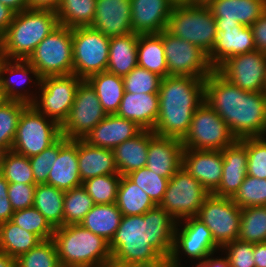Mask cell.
I'll return each mask as SVG.
<instances>
[{
	"instance_id": "1",
	"label": "cell",
	"mask_w": 266,
	"mask_h": 267,
	"mask_svg": "<svg viewBox=\"0 0 266 267\" xmlns=\"http://www.w3.org/2000/svg\"><path fill=\"white\" fill-rule=\"evenodd\" d=\"M177 225L159 205L142 215H122L109 243L111 267H167Z\"/></svg>"
},
{
	"instance_id": "2",
	"label": "cell",
	"mask_w": 266,
	"mask_h": 267,
	"mask_svg": "<svg viewBox=\"0 0 266 267\" xmlns=\"http://www.w3.org/2000/svg\"><path fill=\"white\" fill-rule=\"evenodd\" d=\"M205 102L237 139L266 136L265 92L244 91L214 70L205 79Z\"/></svg>"
},
{
	"instance_id": "3",
	"label": "cell",
	"mask_w": 266,
	"mask_h": 267,
	"mask_svg": "<svg viewBox=\"0 0 266 267\" xmlns=\"http://www.w3.org/2000/svg\"><path fill=\"white\" fill-rule=\"evenodd\" d=\"M159 114L153 132L183 140L196 109L205 101V79L189 76L162 78Z\"/></svg>"
},
{
	"instance_id": "4",
	"label": "cell",
	"mask_w": 266,
	"mask_h": 267,
	"mask_svg": "<svg viewBox=\"0 0 266 267\" xmlns=\"http://www.w3.org/2000/svg\"><path fill=\"white\" fill-rule=\"evenodd\" d=\"M58 25L56 12L52 10L27 9L16 13L0 37V56L27 60Z\"/></svg>"
},
{
	"instance_id": "5",
	"label": "cell",
	"mask_w": 266,
	"mask_h": 267,
	"mask_svg": "<svg viewBox=\"0 0 266 267\" xmlns=\"http://www.w3.org/2000/svg\"><path fill=\"white\" fill-rule=\"evenodd\" d=\"M52 239L61 267H111L109 242L80 224L55 228Z\"/></svg>"
},
{
	"instance_id": "6",
	"label": "cell",
	"mask_w": 266,
	"mask_h": 267,
	"mask_svg": "<svg viewBox=\"0 0 266 267\" xmlns=\"http://www.w3.org/2000/svg\"><path fill=\"white\" fill-rule=\"evenodd\" d=\"M166 30L198 46L207 55L216 40V20L207 5H174Z\"/></svg>"
},
{
	"instance_id": "7",
	"label": "cell",
	"mask_w": 266,
	"mask_h": 267,
	"mask_svg": "<svg viewBox=\"0 0 266 267\" xmlns=\"http://www.w3.org/2000/svg\"><path fill=\"white\" fill-rule=\"evenodd\" d=\"M27 61L41 78L73 74L72 29L58 25L36 46Z\"/></svg>"
},
{
	"instance_id": "8",
	"label": "cell",
	"mask_w": 266,
	"mask_h": 267,
	"mask_svg": "<svg viewBox=\"0 0 266 267\" xmlns=\"http://www.w3.org/2000/svg\"><path fill=\"white\" fill-rule=\"evenodd\" d=\"M220 250L208 227L195 216L187 217L177 221L173 250L167 267H184L183 261L188 260L190 263L205 260Z\"/></svg>"
},
{
	"instance_id": "9",
	"label": "cell",
	"mask_w": 266,
	"mask_h": 267,
	"mask_svg": "<svg viewBox=\"0 0 266 267\" xmlns=\"http://www.w3.org/2000/svg\"><path fill=\"white\" fill-rule=\"evenodd\" d=\"M61 126L27 105L21 113L11 151L28 158L38 155L61 137Z\"/></svg>"
},
{
	"instance_id": "10",
	"label": "cell",
	"mask_w": 266,
	"mask_h": 267,
	"mask_svg": "<svg viewBox=\"0 0 266 267\" xmlns=\"http://www.w3.org/2000/svg\"><path fill=\"white\" fill-rule=\"evenodd\" d=\"M236 140L224 120L204 101L194 112L182 145L189 149L222 151Z\"/></svg>"
},
{
	"instance_id": "11",
	"label": "cell",
	"mask_w": 266,
	"mask_h": 267,
	"mask_svg": "<svg viewBox=\"0 0 266 267\" xmlns=\"http://www.w3.org/2000/svg\"><path fill=\"white\" fill-rule=\"evenodd\" d=\"M73 74L82 79L107 70L110 38L91 26L72 28Z\"/></svg>"
},
{
	"instance_id": "12",
	"label": "cell",
	"mask_w": 266,
	"mask_h": 267,
	"mask_svg": "<svg viewBox=\"0 0 266 267\" xmlns=\"http://www.w3.org/2000/svg\"><path fill=\"white\" fill-rule=\"evenodd\" d=\"M82 80L75 74L43 77L32 105L61 126L69 115Z\"/></svg>"
},
{
	"instance_id": "13",
	"label": "cell",
	"mask_w": 266,
	"mask_h": 267,
	"mask_svg": "<svg viewBox=\"0 0 266 267\" xmlns=\"http://www.w3.org/2000/svg\"><path fill=\"white\" fill-rule=\"evenodd\" d=\"M210 194L200 182L181 167L169 179L159 206L179 221L196 216L204 200Z\"/></svg>"
},
{
	"instance_id": "14",
	"label": "cell",
	"mask_w": 266,
	"mask_h": 267,
	"mask_svg": "<svg viewBox=\"0 0 266 267\" xmlns=\"http://www.w3.org/2000/svg\"><path fill=\"white\" fill-rule=\"evenodd\" d=\"M158 34L163 40L168 76L206 79L214 71L207 54L198 46L172 35L166 29Z\"/></svg>"
},
{
	"instance_id": "15",
	"label": "cell",
	"mask_w": 266,
	"mask_h": 267,
	"mask_svg": "<svg viewBox=\"0 0 266 267\" xmlns=\"http://www.w3.org/2000/svg\"><path fill=\"white\" fill-rule=\"evenodd\" d=\"M211 231L214 242L222 248L225 244L237 240L241 208L232 198L217 197L210 194L195 216Z\"/></svg>"
},
{
	"instance_id": "16",
	"label": "cell",
	"mask_w": 266,
	"mask_h": 267,
	"mask_svg": "<svg viewBox=\"0 0 266 267\" xmlns=\"http://www.w3.org/2000/svg\"><path fill=\"white\" fill-rule=\"evenodd\" d=\"M106 116L94 88L83 79L77 87L69 115L61 125V135L68 140L84 139Z\"/></svg>"
},
{
	"instance_id": "17",
	"label": "cell",
	"mask_w": 266,
	"mask_h": 267,
	"mask_svg": "<svg viewBox=\"0 0 266 267\" xmlns=\"http://www.w3.org/2000/svg\"><path fill=\"white\" fill-rule=\"evenodd\" d=\"M40 82L41 77L37 70L27 60L6 59L0 56V91L4 100L32 105Z\"/></svg>"
},
{
	"instance_id": "18",
	"label": "cell",
	"mask_w": 266,
	"mask_h": 267,
	"mask_svg": "<svg viewBox=\"0 0 266 267\" xmlns=\"http://www.w3.org/2000/svg\"><path fill=\"white\" fill-rule=\"evenodd\" d=\"M216 71L231 84L248 92H264L266 54L258 50L225 60Z\"/></svg>"
},
{
	"instance_id": "19",
	"label": "cell",
	"mask_w": 266,
	"mask_h": 267,
	"mask_svg": "<svg viewBox=\"0 0 266 267\" xmlns=\"http://www.w3.org/2000/svg\"><path fill=\"white\" fill-rule=\"evenodd\" d=\"M216 27V40L207 55L214 70L232 56L256 50L250 26L216 25Z\"/></svg>"
},
{
	"instance_id": "20",
	"label": "cell",
	"mask_w": 266,
	"mask_h": 267,
	"mask_svg": "<svg viewBox=\"0 0 266 267\" xmlns=\"http://www.w3.org/2000/svg\"><path fill=\"white\" fill-rule=\"evenodd\" d=\"M183 151L182 140L159 136L149 130L146 167L170 179L182 167Z\"/></svg>"
},
{
	"instance_id": "21",
	"label": "cell",
	"mask_w": 266,
	"mask_h": 267,
	"mask_svg": "<svg viewBox=\"0 0 266 267\" xmlns=\"http://www.w3.org/2000/svg\"><path fill=\"white\" fill-rule=\"evenodd\" d=\"M182 167L212 193L222 178V151L184 148Z\"/></svg>"
},
{
	"instance_id": "22",
	"label": "cell",
	"mask_w": 266,
	"mask_h": 267,
	"mask_svg": "<svg viewBox=\"0 0 266 267\" xmlns=\"http://www.w3.org/2000/svg\"><path fill=\"white\" fill-rule=\"evenodd\" d=\"M132 32L157 34L166 29L174 4L170 0H130Z\"/></svg>"
},
{
	"instance_id": "23",
	"label": "cell",
	"mask_w": 266,
	"mask_h": 267,
	"mask_svg": "<svg viewBox=\"0 0 266 267\" xmlns=\"http://www.w3.org/2000/svg\"><path fill=\"white\" fill-rule=\"evenodd\" d=\"M91 27L109 38L131 33L130 0H97Z\"/></svg>"
},
{
	"instance_id": "24",
	"label": "cell",
	"mask_w": 266,
	"mask_h": 267,
	"mask_svg": "<svg viewBox=\"0 0 266 267\" xmlns=\"http://www.w3.org/2000/svg\"><path fill=\"white\" fill-rule=\"evenodd\" d=\"M223 171L219 186L211 193L217 197L233 198L247 176L246 146L237 139L222 150Z\"/></svg>"
},
{
	"instance_id": "25",
	"label": "cell",
	"mask_w": 266,
	"mask_h": 267,
	"mask_svg": "<svg viewBox=\"0 0 266 267\" xmlns=\"http://www.w3.org/2000/svg\"><path fill=\"white\" fill-rule=\"evenodd\" d=\"M67 191L82 186L78 165V139L59 138V153L52 165L47 183Z\"/></svg>"
},
{
	"instance_id": "26",
	"label": "cell",
	"mask_w": 266,
	"mask_h": 267,
	"mask_svg": "<svg viewBox=\"0 0 266 267\" xmlns=\"http://www.w3.org/2000/svg\"><path fill=\"white\" fill-rule=\"evenodd\" d=\"M207 6L216 25L251 26L266 11V0H212Z\"/></svg>"
},
{
	"instance_id": "27",
	"label": "cell",
	"mask_w": 266,
	"mask_h": 267,
	"mask_svg": "<svg viewBox=\"0 0 266 267\" xmlns=\"http://www.w3.org/2000/svg\"><path fill=\"white\" fill-rule=\"evenodd\" d=\"M142 130L131 120L116 114H108L83 140L91 146L113 150L124 141L135 137Z\"/></svg>"
},
{
	"instance_id": "28",
	"label": "cell",
	"mask_w": 266,
	"mask_h": 267,
	"mask_svg": "<svg viewBox=\"0 0 266 267\" xmlns=\"http://www.w3.org/2000/svg\"><path fill=\"white\" fill-rule=\"evenodd\" d=\"M158 94L124 92L116 115L135 122L143 130L153 131L159 114Z\"/></svg>"
},
{
	"instance_id": "29",
	"label": "cell",
	"mask_w": 266,
	"mask_h": 267,
	"mask_svg": "<svg viewBox=\"0 0 266 267\" xmlns=\"http://www.w3.org/2000/svg\"><path fill=\"white\" fill-rule=\"evenodd\" d=\"M78 165L81 181L101 176L119 174L113 150L89 145L78 139Z\"/></svg>"
},
{
	"instance_id": "30",
	"label": "cell",
	"mask_w": 266,
	"mask_h": 267,
	"mask_svg": "<svg viewBox=\"0 0 266 267\" xmlns=\"http://www.w3.org/2000/svg\"><path fill=\"white\" fill-rule=\"evenodd\" d=\"M149 148V130H142L135 137L113 149L116 167L121 176L146 167Z\"/></svg>"
},
{
	"instance_id": "31",
	"label": "cell",
	"mask_w": 266,
	"mask_h": 267,
	"mask_svg": "<svg viewBox=\"0 0 266 267\" xmlns=\"http://www.w3.org/2000/svg\"><path fill=\"white\" fill-rule=\"evenodd\" d=\"M138 34L129 33L111 37L109 42V59L107 70L117 76L124 77L137 65Z\"/></svg>"
},
{
	"instance_id": "32",
	"label": "cell",
	"mask_w": 266,
	"mask_h": 267,
	"mask_svg": "<svg viewBox=\"0 0 266 267\" xmlns=\"http://www.w3.org/2000/svg\"><path fill=\"white\" fill-rule=\"evenodd\" d=\"M121 218L122 213L116 203L94 204L80 225L110 243L120 225Z\"/></svg>"
},
{
	"instance_id": "33",
	"label": "cell",
	"mask_w": 266,
	"mask_h": 267,
	"mask_svg": "<svg viewBox=\"0 0 266 267\" xmlns=\"http://www.w3.org/2000/svg\"><path fill=\"white\" fill-rule=\"evenodd\" d=\"M86 80L94 88L106 114H116L125 92L123 77L103 71Z\"/></svg>"
},
{
	"instance_id": "34",
	"label": "cell",
	"mask_w": 266,
	"mask_h": 267,
	"mask_svg": "<svg viewBox=\"0 0 266 267\" xmlns=\"http://www.w3.org/2000/svg\"><path fill=\"white\" fill-rule=\"evenodd\" d=\"M137 61L138 66L161 78L168 76L163 40L158 33L138 35Z\"/></svg>"
},
{
	"instance_id": "35",
	"label": "cell",
	"mask_w": 266,
	"mask_h": 267,
	"mask_svg": "<svg viewBox=\"0 0 266 267\" xmlns=\"http://www.w3.org/2000/svg\"><path fill=\"white\" fill-rule=\"evenodd\" d=\"M116 205L124 216L142 215L156 206L149 195L127 176H121Z\"/></svg>"
},
{
	"instance_id": "36",
	"label": "cell",
	"mask_w": 266,
	"mask_h": 267,
	"mask_svg": "<svg viewBox=\"0 0 266 267\" xmlns=\"http://www.w3.org/2000/svg\"><path fill=\"white\" fill-rule=\"evenodd\" d=\"M64 193L65 191L46 183L36 185L33 207L40 211L54 228L64 225Z\"/></svg>"
},
{
	"instance_id": "37",
	"label": "cell",
	"mask_w": 266,
	"mask_h": 267,
	"mask_svg": "<svg viewBox=\"0 0 266 267\" xmlns=\"http://www.w3.org/2000/svg\"><path fill=\"white\" fill-rule=\"evenodd\" d=\"M41 241L37 235L19 227L11 220L0 224V251L15 259Z\"/></svg>"
},
{
	"instance_id": "38",
	"label": "cell",
	"mask_w": 266,
	"mask_h": 267,
	"mask_svg": "<svg viewBox=\"0 0 266 267\" xmlns=\"http://www.w3.org/2000/svg\"><path fill=\"white\" fill-rule=\"evenodd\" d=\"M97 0H61L56 15L58 23L68 28L91 26Z\"/></svg>"
},
{
	"instance_id": "39",
	"label": "cell",
	"mask_w": 266,
	"mask_h": 267,
	"mask_svg": "<svg viewBox=\"0 0 266 267\" xmlns=\"http://www.w3.org/2000/svg\"><path fill=\"white\" fill-rule=\"evenodd\" d=\"M266 236V207L241 208V222L237 240L264 243Z\"/></svg>"
},
{
	"instance_id": "40",
	"label": "cell",
	"mask_w": 266,
	"mask_h": 267,
	"mask_svg": "<svg viewBox=\"0 0 266 267\" xmlns=\"http://www.w3.org/2000/svg\"><path fill=\"white\" fill-rule=\"evenodd\" d=\"M94 206L92 198L83 186L72 188L64 193V225H77Z\"/></svg>"
},
{
	"instance_id": "41",
	"label": "cell",
	"mask_w": 266,
	"mask_h": 267,
	"mask_svg": "<svg viewBox=\"0 0 266 267\" xmlns=\"http://www.w3.org/2000/svg\"><path fill=\"white\" fill-rule=\"evenodd\" d=\"M27 104L4 100L0 103V145L11 150L22 110Z\"/></svg>"
},
{
	"instance_id": "42",
	"label": "cell",
	"mask_w": 266,
	"mask_h": 267,
	"mask_svg": "<svg viewBox=\"0 0 266 267\" xmlns=\"http://www.w3.org/2000/svg\"><path fill=\"white\" fill-rule=\"evenodd\" d=\"M120 174L96 176L82 182L94 204L116 203Z\"/></svg>"
},
{
	"instance_id": "43",
	"label": "cell",
	"mask_w": 266,
	"mask_h": 267,
	"mask_svg": "<svg viewBox=\"0 0 266 267\" xmlns=\"http://www.w3.org/2000/svg\"><path fill=\"white\" fill-rule=\"evenodd\" d=\"M11 221L26 231L37 235L42 241L53 238L55 228L33 206L16 210L12 215Z\"/></svg>"
},
{
	"instance_id": "44",
	"label": "cell",
	"mask_w": 266,
	"mask_h": 267,
	"mask_svg": "<svg viewBox=\"0 0 266 267\" xmlns=\"http://www.w3.org/2000/svg\"><path fill=\"white\" fill-rule=\"evenodd\" d=\"M16 267H61L53 239L41 241L37 246L16 259Z\"/></svg>"
},
{
	"instance_id": "45",
	"label": "cell",
	"mask_w": 266,
	"mask_h": 267,
	"mask_svg": "<svg viewBox=\"0 0 266 267\" xmlns=\"http://www.w3.org/2000/svg\"><path fill=\"white\" fill-rule=\"evenodd\" d=\"M0 173L9 183L36 184L29 158L9 150Z\"/></svg>"
},
{
	"instance_id": "46",
	"label": "cell",
	"mask_w": 266,
	"mask_h": 267,
	"mask_svg": "<svg viewBox=\"0 0 266 267\" xmlns=\"http://www.w3.org/2000/svg\"><path fill=\"white\" fill-rule=\"evenodd\" d=\"M126 176L148 194L156 205L160 204L167 189L168 178L156 174L147 167L132 171Z\"/></svg>"
},
{
	"instance_id": "47",
	"label": "cell",
	"mask_w": 266,
	"mask_h": 267,
	"mask_svg": "<svg viewBox=\"0 0 266 267\" xmlns=\"http://www.w3.org/2000/svg\"><path fill=\"white\" fill-rule=\"evenodd\" d=\"M232 200L240 208L264 206L266 203V179L247 175Z\"/></svg>"
},
{
	"instance_id": "48",
	"label": "cell",
	"mask_w": 266,
	"mask_h": 267,
	"mask_svg": "<svg viewBox=\"0 0 266 267\" xmlns=\"http://www.w3.org/2000/svg\"><path fill=\"white\" fill-rule=\"evenodd\" d=\"M125 92L132 94H158L162 78L143 67L136 66L123 77Z\"/></svg>"
},
{
	"instance_id": "49",
	"label": "cell",
	"mask_w": 266,
	"mask_h": 267,
	"mask_svg": "<svg viewBox=\"0 0 266 267\" xmlns=\"http://www.w3.org/2000/svg\"><path fill=\"white\" fill-rule=\"evenodd\" d=\"M247 148V175L266 179V136L239 139Z\"/></svg>"
},
{
	"instance_id": "50",
	"label": "cell",
	"mask_w": 266,
	"mask_h": 267,
	"mask_svg": "<svg viewBox=\"0 0 266 267\" xmlns=\"http://www.w3.org/2000/svg\"><path fill=\"white\" fill-rule=\"evenodd\" d=\"M59 153V139L38 155L29 158L36 184L47 183L48 176L54 161Z\"/></svg>"
},
{
	"instance_id": "51",
	"label": "cell",
	"mask_w": 266,
	"mask_h": 267,
	"mask_svg": "<svg viewBox=\"0 0 266 267\" xmlns=\"http://www.w3.org/2000/svg\"><path fill=\"white\" fill-rule=\"evenodd\" d=\"M220 251L233 267H255L253 243L234 240L225 244Z\"/></svg>"
},
{
	"instance_id": "52",
	"label": "cell",
	"mask_w": 266,
	"mask_h": 267,
	"mask_svg": "<svg viewBox=\"0 0 266 267\" xmlns=\"http://www.w3.org/2000/svg\"><path fill=\"white\" fill-rule=\"evenodd\" d=\"M37 184L9 183L8 197L14 211L33 206Z\"/></svg>"
},
{
	"instance_id": "53",
	"label": "cell",
	"mask_w": 266,
	"mask_h": 267,
	"mask_svg": "<svg viewBox=\"0 0 266 267\" xmlns=\"http://www.w3.org/2000/svg\"><path fill=\"white\" fill-rule=\"evenodd\" d=\"M9 182L0 173V224L12 219L15 212L8 197Z\"/></svg>"
},
{
	"instance_id": "54",
	"label": "cell",
	"mask_w": 266,
	"mask_h": 267,
	"mask_svg": "<svg viewBox=\"0 0 266 267\" xmlns=\"http://www.w3.org/2000/svg\"><path fill=\"white\" fill-rule=\"evenodd\" d=\"M250 27L256 50L266 54V11Z\"/></svg>"
},
{
	"instance_id": "55",
	"label": "cell",
	"mask_w": 266,
	"mask_h": 267,
	"mask_svg": "<svg viewBox=\"0 0 266 267\" xmlns=\"http://www.w3.org/2000/svg\"><path fill=\"white\" fill-rule=\"evenodd\" d=\"M15 14L16 13L13 10L0 3V37L9 27Z\"/></svg>"
},
{
	"instance_id": "56",
	"label": "cell",
	"mask_w": 266,
	"mask_h": 267,
	"mask_svg": "<svg viewBox=\"0 0 266 267\" xmlns=\"http://www.w3.org/2000/svg\"><path fill=\"white\" fill-rule=\"evenodd\" d=\"M61 0H28L29 9L57 10Z\"/></svg>"
},
{
	"instance_id": "57",
	"label": "cell",
	"mask_w": 266,
	"mask_h": 267,
	"mask_svg": "<svg viewBox=\"0 0 266 267\" xmlns=\"http://www.w3.org/2000/svg\"><path fill=\"white\" fill-rule=\"evenodd\" d=\"M255 267H266V243H253Z\"/></svg>"
},
{
	"instance_id": "58",
	"label": "cell",
	"mask_w": 266,
	"mask_h": 267,
	"mask_svg": "<svg viewBox=\"0 0 266 267\" xmlns=\"http://www.w3.org/2000/svg\"><path fill=\"white\" fill-rule=\"evenodd\" d=\"M206 260L209 262L210 267H233L228 263L227 257L225 255L223 256L221 251L209 255Z\"/></svg>"
},
{
	"instance_id": "59",
	"label": "cell",
	"mask_w": 266,
	"mask_h": 267,
	"mask_svg": "<svg viewBox=\"0 0 266 267\" xmlns=\"http://www.w3.org/2000/svg\"><path fill=\"white\" fill-rule=\"evenodd\" d=\"M0 3L13 10L15 13L29 9L28 0H0Z\"/></svg>"
},
{
	"instance_id": "60",
	"label": "cell",
	"mask_w": 266,
	"mask_h": 267,
	"mask_svg": "<svg viewBox=\"0 0 266 267\" xmlns=\"http://www.w3.org/2000/svg\"><path fill=\"white\" fill-rule=\"evenodd\" d=\"M0 267H16V259L0 251Z\"/></svg>"
},
{
	"instance_id": "61",
	"label": "cell",
	"mask_w": 266,
	"mask_h": 267,
	"mask_svg": "<svg viewBox=\"0 0 266 267\" xmlns=\"http://www.w3.org/2000/svg\"><path fill=\"white\" fill-rule=\"evenodd\" d=\"M191 264L194 265V266L190 265V267H210V264L206 259L205 260H201V261L191 262ZM184 267H186V266H184Z\"/></svg>"
},
{
	"instance_id": "62",
	"label": "cell",
	"mask_w": 266,
	"mask_h": 267,
	"mask_svg": "<svg viewBox=\"0 0 266 267\" xmlns=\"http://www.w3.org/2000/svg\"><path fill=\"white\" fill-rule=\"evenodd\" d=\"M174 5L195 4V0H170Z\"/></svg>"
},
{
	"instance_id": "63",
	"label": "cell",
	"mask_w": 266,
	"mask_h": 267,
	"mask_svg": "<svg viewBox=\"0 0 266 267\" xmlns=\"http://www.w3.org/2000/svg\"><path fill=\"white\" fill-rule=\"evenodd\" d=\"M7 152L8 150L4 146L0 145V168Z\"/></svg>"
},
{
	"instance_id": "64",
	"label": "cell",
	"mask_w": 266,
	"mask_h": 267,
	"mask_svg": "<svg viewBox=\"0 0 266 267\" xmlns=\"http://www.w3.org/2000/svg\"><path fill=\"white\" fill-rule=\"evenodd\" d=\"M212 0H195L197 5H208Z\"/></svg>"
},
{
	"instance_id": "65",
	"label": "cell",
	"mask_w": 266,
	"mask_h": 267,
	"mask_svg": "<svg viewBox=\"0 0 266 267\" xmlns=\"http://www.w3.org/2000/svg\"><path fill=\"white\" fill-rule=\"evenodd\" d=\"M2 101H4V97H3V95H2V93H1V91H0V103H1Z\"/></svg>"
},
{
	"instance_id": "66",
	"label": "cell",
	"mask_w": 266,
	"mask_h": 267,
	"mask_svg": "<svg viewBox=\"0 0 266 267\" xmlns=\"http://www.w3.org/2000/svg\"><path fill=\"white\" fill-rule=\"evenodd\" d=\"M264 92L266 93V80H265Z\"/></svg>"
}]
</instances>
